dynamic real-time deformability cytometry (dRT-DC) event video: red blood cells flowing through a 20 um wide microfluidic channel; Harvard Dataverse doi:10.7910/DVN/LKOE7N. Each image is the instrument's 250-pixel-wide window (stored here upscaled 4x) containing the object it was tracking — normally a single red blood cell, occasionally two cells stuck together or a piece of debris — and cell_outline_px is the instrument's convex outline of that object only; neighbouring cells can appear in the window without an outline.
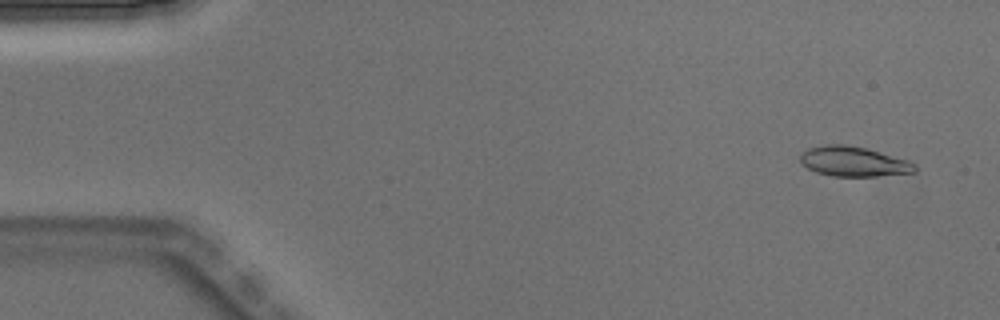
{"species": "Egyptian fruit bat (a non-hibernating species)", "species_latin": "Rousettus aegyptiacus", "temperature_condition": "warm", "stored_images_in_passage": 4, "camera_frame_rate_fps": 3000, "um_per_image_px": 0.085, "animal": {"sex": "male"}, "frame": {"image": 1, "passage_image": 1, "time_ms": 0.0, "image_size_px": [1000, 320], "cell_outline_px": [[916, 172], [876, 176], [832, 176], [816, 172], [808, 168], [800, 160], [800, 152], [808, 148], [824, 144], [844, 144], [868, 148], [908, 160], [916, 164]], "centroid_in_image_um": [72.55, 13.71], "position_along_channel_um": 12.4, "area_um2": 20.11}}
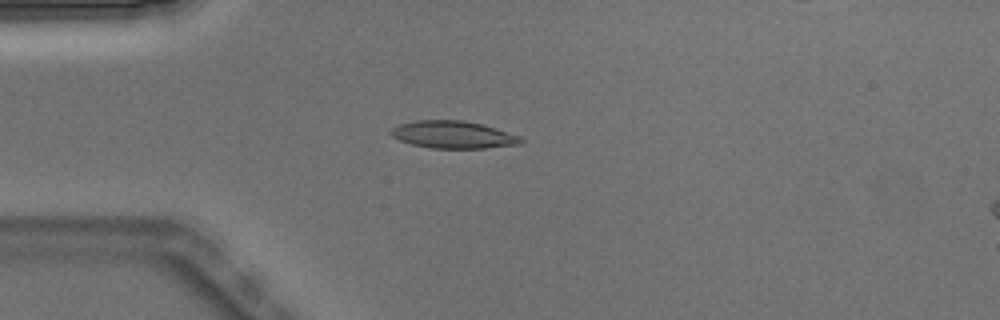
{"frame": {"image": 2, "passage_image": 3, "time_ms": 0.667, "image_size_px": [1000, 320], "cell_outline_px": [[524, 144], [484, 148], [428, 148], [412, 144], [400, 140], [392, 136], [388, 132], [392, 128], [400, 124], [416, 120], [464, 120], [480, 124], [520, 136], [524, 140]], "centroid_in_image_um": [38.51, 11.45], "position_along_channel_um": 46.5, "area_um2": 20.69}}